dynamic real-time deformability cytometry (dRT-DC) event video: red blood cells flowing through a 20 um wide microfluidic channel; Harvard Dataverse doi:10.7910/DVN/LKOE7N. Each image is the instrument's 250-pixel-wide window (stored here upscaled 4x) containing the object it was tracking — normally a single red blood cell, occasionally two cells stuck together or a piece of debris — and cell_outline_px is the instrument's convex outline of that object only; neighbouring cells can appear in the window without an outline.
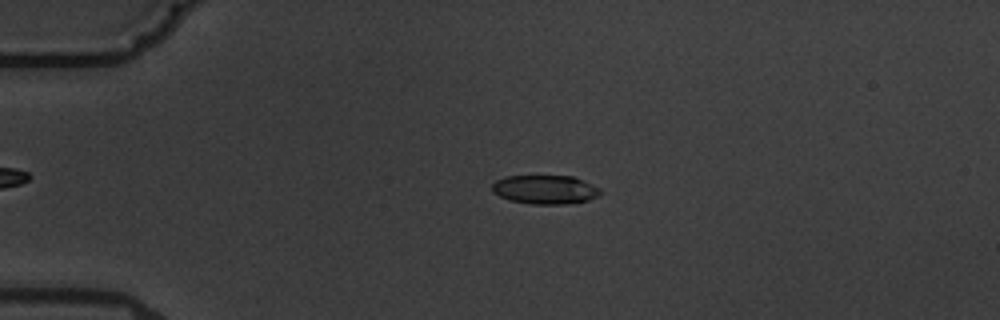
{"species": "common noctule bat (a hibernating species)", "species_latin": "Nyctalus noctula", "temperature_condition": "warm", "stored_images_in_passage": 7, "camera_frame_rate_fps": 3000, "um_per_image_px": 0.085, "animal": {"sex": "male", "body_mass_g": 19.5, "forearm_length_mm": 54.6}, "frame": {"image": 1, "passage_image": 4, "time_ms": 3.667, "image_size_px": [1000, 320], "cell_outline_px": [[600, 196], [588, 200], [568, 204], [532, 204], [508, 200], [492, 192], [492, 184], [496, 180], [504, 176], [572, 176], [600, 188]], "centroid_in_image_um": [46.31, 16.12], "position_along_channel_um": 38.7, "area_um2": 18.26}}
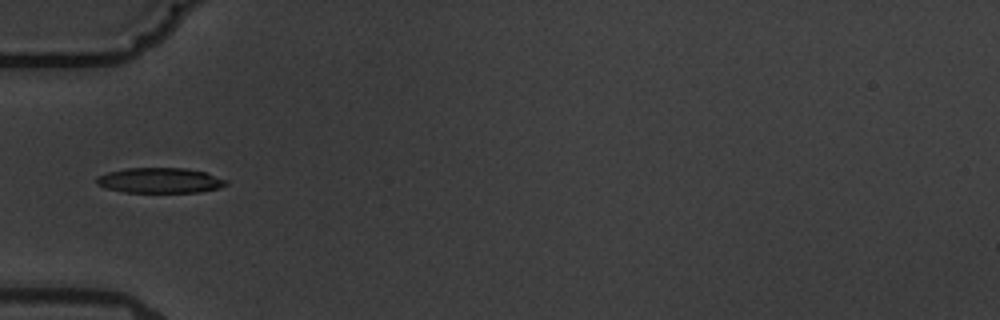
{"frame": {"image": 2, "passage_image": 5, "time_ms": 5.667, "image_size_px": [1000, 320], "cell_outline_px": [[228, 184], [220, 188], [200, 192], [124, 192], [108, 188], [96, 184], [96, 176], [108, 172], [124, 168], [184, 168], [204, 172], [228, 180]], "centroid_in_image_um": [13.6, 15.33], "position_along_channel_um": 71.4, "area_um2": 19.07}}
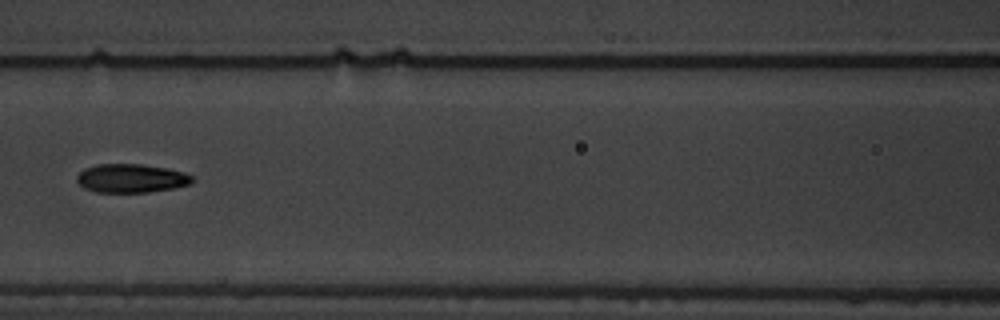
{"frame": {"image": 3, "passage_image": 7, "time_ms": 8.0, "image_size_px": [1000, 320], "cell_outline_px": [[192, 180], [188, 184], [172, 188], [148, 192], [96, 192], [84, 188], [76, 180], [76, 176], [84, 168], [96, 164], [140, 164], [168, 168], [184, 172], [192, 176]], "centroid_in_image_um": [11.11, 15.14], "position_along_channel_um": 155.5, "area_um2": 19.19}}